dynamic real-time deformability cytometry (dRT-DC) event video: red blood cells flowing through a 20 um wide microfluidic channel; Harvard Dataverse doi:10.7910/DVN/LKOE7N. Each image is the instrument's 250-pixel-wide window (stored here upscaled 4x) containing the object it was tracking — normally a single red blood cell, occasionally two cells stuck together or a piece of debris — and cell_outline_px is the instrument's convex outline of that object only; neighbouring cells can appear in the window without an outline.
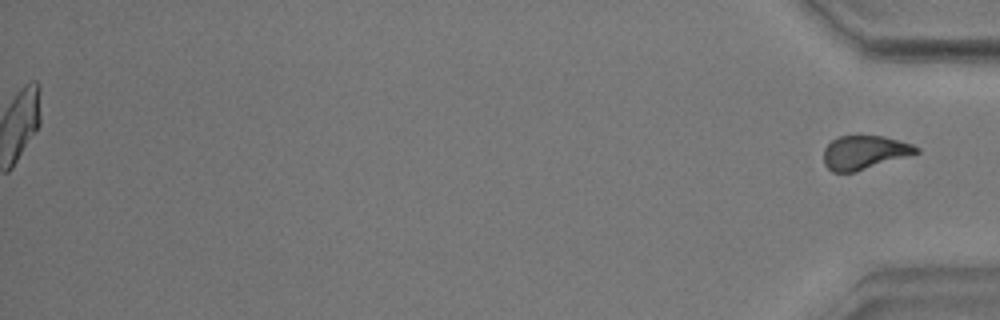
{"species": "common noctule bat (a hibernating species)", "species_latin": "Nyctalus noctula", "temperature_condition": "warm", "stored_images_in_passage": 57, "segment_of_instrument_passage": [2, 2], "camera_frame_rate_fps": 3000, "um_per_image_px": 0.085, "animal": {"sex": "male", "body_mass_g": 17.9}, "frame": {"image": 1, "passage_image": 57, "time_ms": 18.667, "image_size_px": [1000, 320], "cell_outline_px": [[920, 152], [856, 172], [832, 172], [824, 164], [824, 148], [832, 140], [840, 136], [856, 132], [884, 136], [912, 144], [920, 148]], "centroid_in_image_um": [73.46, 12.91], "position_along_channel_um": 361.7, "area_um2": 18.79}}